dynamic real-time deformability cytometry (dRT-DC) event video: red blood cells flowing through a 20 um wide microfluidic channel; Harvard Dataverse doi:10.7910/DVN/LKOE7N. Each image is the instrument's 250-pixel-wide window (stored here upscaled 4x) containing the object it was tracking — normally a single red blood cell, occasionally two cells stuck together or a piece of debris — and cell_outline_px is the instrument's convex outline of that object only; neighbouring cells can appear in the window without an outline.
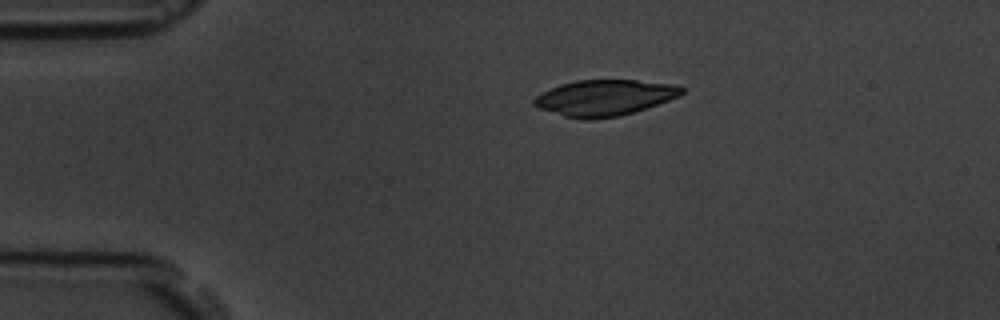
{"species": "common noctule bat (a hibernating species)", "species_latin": "Nyctalus noctula", "temperature_condition": "room temperature", "stored_images_in_passage": 4, "camera_frame_rate_fps": 3000, "um_per_image_px": 0.085, "animal": {"sex": "male", "body_mass_g": 19.5, "forearm_length_mm": 54.6}, "frame": {"image": 1, "passage_image": 1, "time_ms": 0.0, "image_size_px": [1000, 320], "cell_outline_px": [[684, 92], [680, 96], [620, 116], [592, 120], [584, 120], [564, 116], [540, 108], [532, 104], [532, 100], [536, 96], [560, 84], [576, 80], [636, 80], [672, 84], [684, 88]], "centroid_in_image_um": [51.37, 8.31], "position_along_channel_um": 33.6, "area_um2": 30.69}}